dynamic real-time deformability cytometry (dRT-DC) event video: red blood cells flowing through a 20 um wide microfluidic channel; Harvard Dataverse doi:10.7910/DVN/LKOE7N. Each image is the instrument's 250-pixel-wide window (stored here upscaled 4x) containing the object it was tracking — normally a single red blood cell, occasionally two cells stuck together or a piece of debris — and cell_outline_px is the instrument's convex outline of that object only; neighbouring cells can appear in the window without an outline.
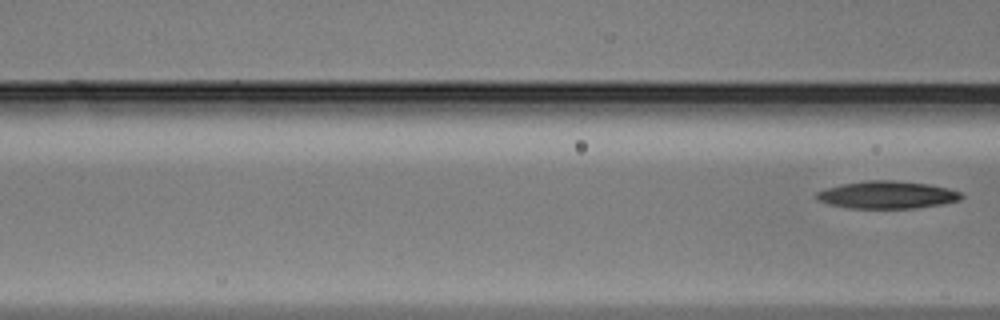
{"species": "Egyptian fruit bat (a non-hibernating species)", "species_latin": "Rousettus aegyptiacus", "temperature_condition": "warm", "stored_images_in_passage": 6, "camera_frame_rate_fps": 3000, "um_per_image_px": 0.085, "animal": {"sex": "male"}, "frame": {"image": 1, "passage_image": 6, "time_ms": 1.667, "image_size_px": [1000, 320], "cell_outline_px": [[964, 196], [960, 200], [940, 204], [916, 208], [848, 208], [828, 204], [816, 200], [816, 192], [824, 188], [876, 176], [884, 176], [928, 184], [948, 188], [960, 192]], "centroid_in_image_um": [75.35, 16.5], "position_along_channel_um": 91.2, "area_um2": 24.39}}